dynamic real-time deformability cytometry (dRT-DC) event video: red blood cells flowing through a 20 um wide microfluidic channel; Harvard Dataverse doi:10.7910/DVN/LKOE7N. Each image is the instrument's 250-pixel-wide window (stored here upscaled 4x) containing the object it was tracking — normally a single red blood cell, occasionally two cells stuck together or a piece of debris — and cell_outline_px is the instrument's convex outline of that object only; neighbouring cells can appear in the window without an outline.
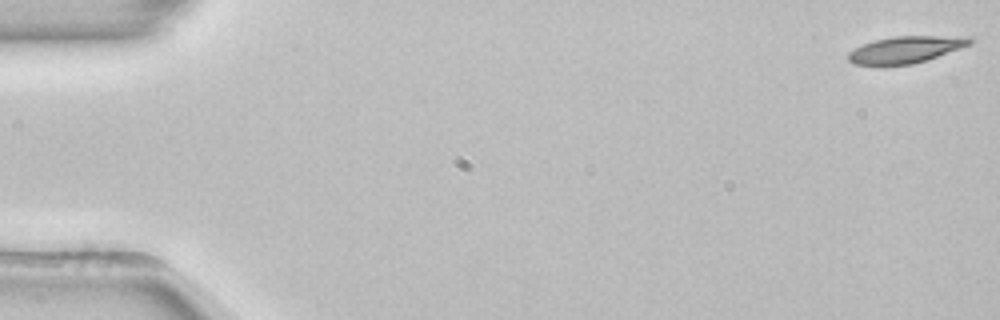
{"species": "common noctule bat (a hibernating species)", "species_latin": "Nyctalus noctula", "temperature_condition": "room temperature", "stored_images_in_passage": 54, "camera_frame_rate_fps": 3000, "um_per_image_px": 0.085, "animal": {"sex": "female", "body_mass_g": 22.7, "forearm_length_mm": 54.2}, "frame": {"image": 1, "passage_image": 1, "time_ms": 0.0, "image_size_px": [1000, 320], "cell_outline_px": [[972, 44], [912, 64], [852, 64], [848, 60], [848, 52], [864, 44], [876, 40], [892, 36], [972, 36]], "centroid_in_image_um": [77.01, 4.19], "position_along_channel_um": 8.0, "area_um2": 18.55}}
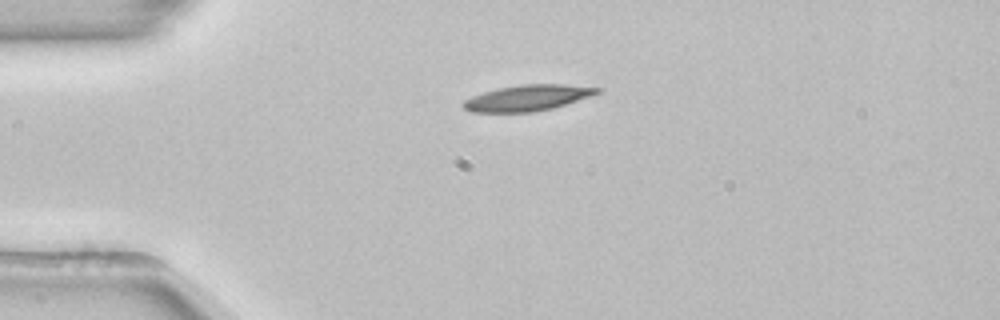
{"frame": {"image": 2, "passage_image": 13, "time_ms": 4.0, "image_size_px": [1000, 320], "cell_outline_px": [[604, 88], [600, 92], [552, 108], [532, 112], [468, 112], [460, 104], [464, 100], [472, 96], [496, 88], [520, 84], [564, 84]], "centroid_in_image_um": [44.78, 8.31], "position_along_channel_um": 40.2, "area_um2": 20.17}}
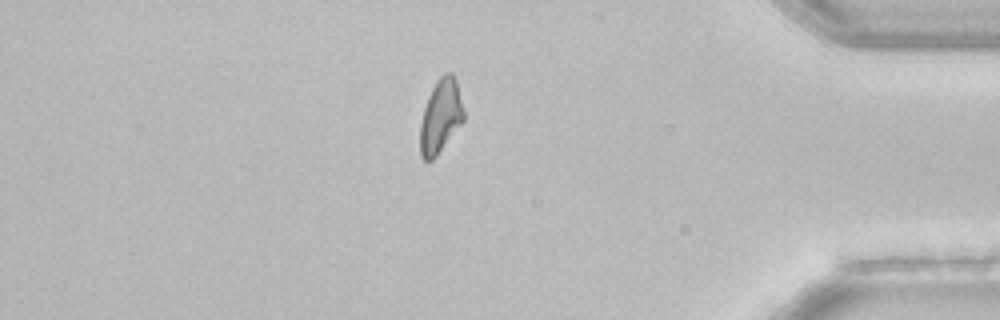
{"frame": {"image": 3, "passage_image": 46, "time_ms": 15.0, "image_size_px": [1000, 320], "cell_outline_px": [[464, 120], [436, 156], [432, 160], [424, 160], [420, 156], [420, 124], [424, 108], [428, 96], [436, 80], [444, 72], [452, 72], [456, 80], [464, 108]], "centroid_in_image_um": [37.45, 9.85], "position_along_channel_um": 397.7, "area_um2": 18.73}, "authors_computed_cell_mechanics": {"area_um2": 19.5653, "velocity_mm_per_s": 3.8384, "shape_relaxation_time_tau1_ms": 6.2303, "shape_relaxation_time_tau2_ms": null, "deformation_change_tau1": 0.1753, "deformation_change_tau2": null}}